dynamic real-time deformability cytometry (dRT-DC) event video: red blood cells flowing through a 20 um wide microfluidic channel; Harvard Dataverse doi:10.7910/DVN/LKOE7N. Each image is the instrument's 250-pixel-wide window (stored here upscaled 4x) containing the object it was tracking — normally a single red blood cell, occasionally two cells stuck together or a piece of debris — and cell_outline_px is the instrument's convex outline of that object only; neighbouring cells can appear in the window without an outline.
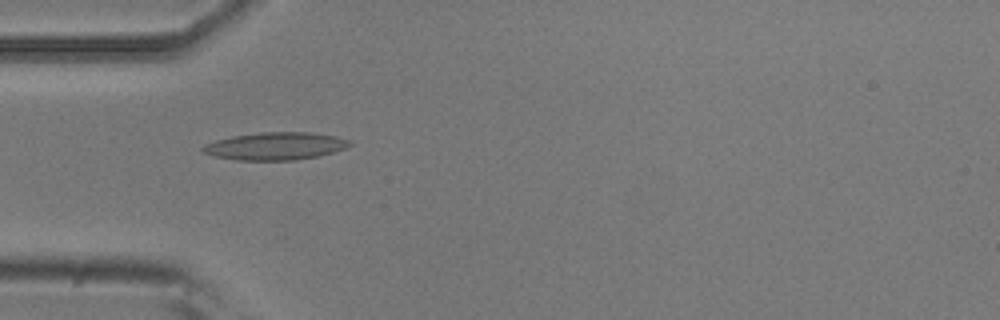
{"species": "common noctule bat (a hibernating species)", "species_latin": "Nyctalus noctula", "temperature_condition": "room temperature", "stored_images_in_passage": 2, "camera_frame_rate_fps": 3000, "um_per_image_px": 0.085, "animal": {"sex": "male", "body_mass_g": 20.5, "forearm_length_mm": 52.5}, "frame": {"image": 1, "passage_image": 1, "time_ms": 0.0, "image_size_px": [1000, 320], "cell_outline_px": [[352, 144], [344, 148], [320, 156], [296, 160], [236, 160], [216, 156], [204, 152], [200, 148], [204, 144], [216, 140], [232, 136], [260, 132], [312, 132], [336, 136], [352, 140]], "centroid_in_image_um": [23.43, 12.41], "position_along_channel_um": 61.6, "area_um2": 23.7}}
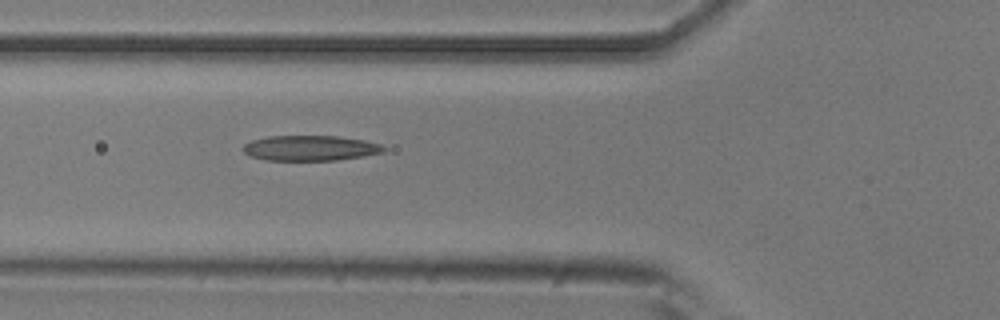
{"frame": {"image": 2, "passage_image": 2, "time_ms": 0.333, "image_size_px": [1000, 320], "cell_outline_px": [[388, 148], [384, 152], [364, 156], [336, 160], [264, 160], [248, 156], [240, 148], [244, 144], [252, 140], [268, 136], [336, 136], [364, 140], [380, 144]], "centroid_in_image_um": [26.35, 12.59], "position_along_channel_um": 99.5, "area_um2": 20.87}}